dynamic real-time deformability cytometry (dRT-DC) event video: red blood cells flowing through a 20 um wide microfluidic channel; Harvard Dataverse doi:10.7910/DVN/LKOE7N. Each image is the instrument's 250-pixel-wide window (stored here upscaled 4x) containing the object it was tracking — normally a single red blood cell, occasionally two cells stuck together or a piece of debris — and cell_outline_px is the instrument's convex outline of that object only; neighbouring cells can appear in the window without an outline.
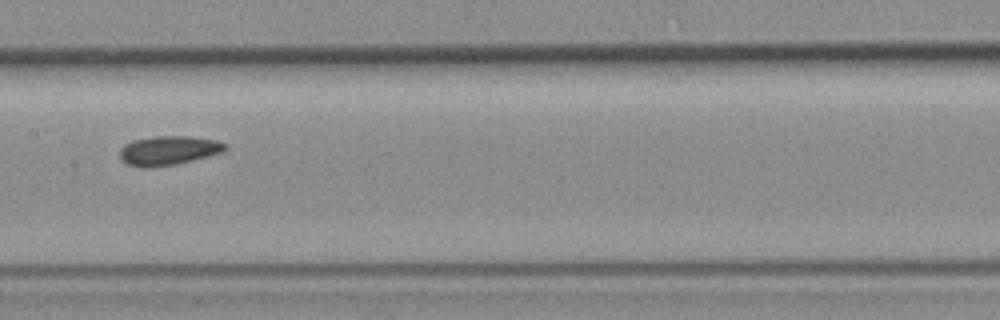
{"species": "common noctule bat (a hibernating species)", "species_latin": "Nyctalus noctula", "temperature_condition": "room temperature", "stored_images_in_passage": 11, "camera_frame_rate_fps": 3000, "um_per_image_px": 0.085, "animal": {"sex": "female", "body_mass_g": 19.3, "forearm_length_mm": 54.1}, "frame": {"image": 1, "passage_image": 8, "time_ms": 9.0, "image_size_px": [1000, 320], "cell_outline_px": [[228, 148], [224, 152], [176, 164], [148, 168], [144, 168], [128, 164], [120, 160], [120, 148], [124, 144], [132, 140], [156, 136], [192, 136], [216, 140], [228, 144]], "centroid_in_image_um": [14.33, 12.78], "position_along_channel_um": 193.1, "area_um2": 18.15}}
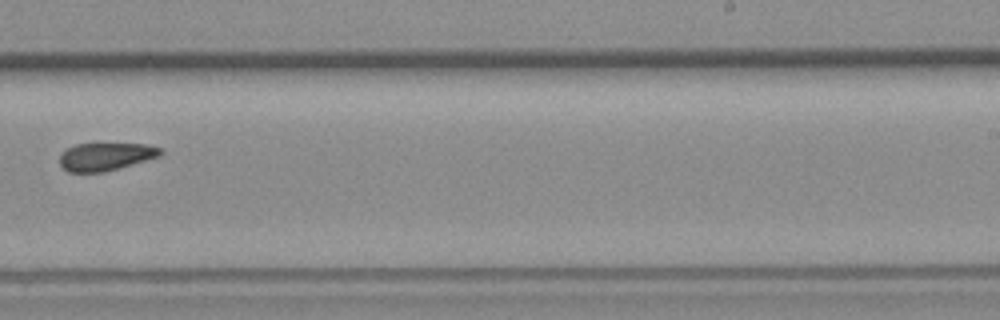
{"frame": {"image": 2, "passage_image": 10, "time_ms": 11.333, "image_size_px": [1000, 320], "cell_outline_px": [[164, 152], [160, 156], [104, 172], [68, 172], [60, 164], [60, 152], [76, 144], [148, 144], [160, 148]], "centroid_in_image_um": [8.97, 13.3], "position_along_channel_um": 280.0, "area_um2": 16.24}}
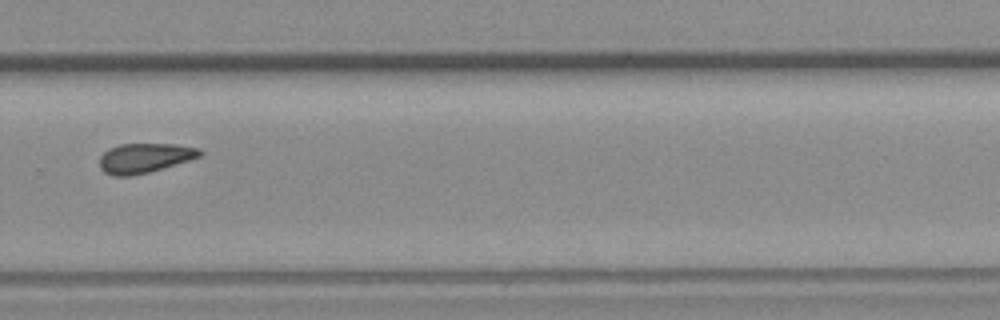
{"frame": {"image": 3, "passage_image": 11, "time_ms": 12.333, "image_size_px": [1000, 320], "cell_outline_px": [[204, 152], [200, 156], [188, 160], [148, 172], [132, 176], [112, 176], [104, 172], [100, 168], [100, 156], [108, 148], [120, 144], [172, 144], [200, 148]], "centroid_in_image_um": [12.26, 13.43], "position_along_channel_um": 317.5, "area_um2": 17.22}}